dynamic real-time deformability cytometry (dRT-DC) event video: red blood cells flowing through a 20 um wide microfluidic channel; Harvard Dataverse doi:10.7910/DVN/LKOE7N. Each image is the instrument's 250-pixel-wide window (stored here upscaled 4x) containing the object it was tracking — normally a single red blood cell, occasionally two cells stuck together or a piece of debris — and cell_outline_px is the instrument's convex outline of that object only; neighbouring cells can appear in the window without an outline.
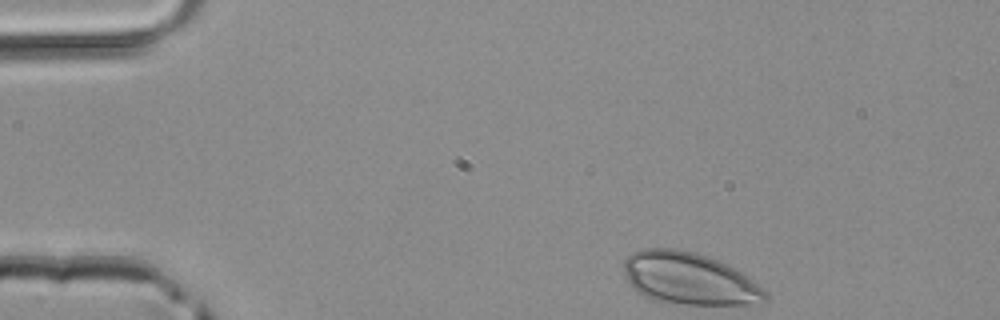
{"species": "common noctule bat (a hibernating species)", "species_latin": "Nyctalus noctula", "temperature_condition": "room temperature", "stored_images_in_passage": 41, "camera_frame_rate_fps": 3000, "um_per_image_px": 0.085, "animal": {"sex": "male", "body_mass_g": 20.4}, "frame": {"image": 1, "passage_image": 1, "time_ms": 0.0, "image_size_px": [1000, 320], "cell_outline_px": [[768, 300], [764, 304], [664, 304], [644, 296], [632, 288], [624, 272], [624, 260], [632, 252], [644, 248], [676, 248], [696, 252], [708, 256], [728, 264], [736, 268], [768, 292]], "centroid_in_image_um": [58.6, 23.69], "position_along_channel_um": 26.4, "area_um2": 43.58}}
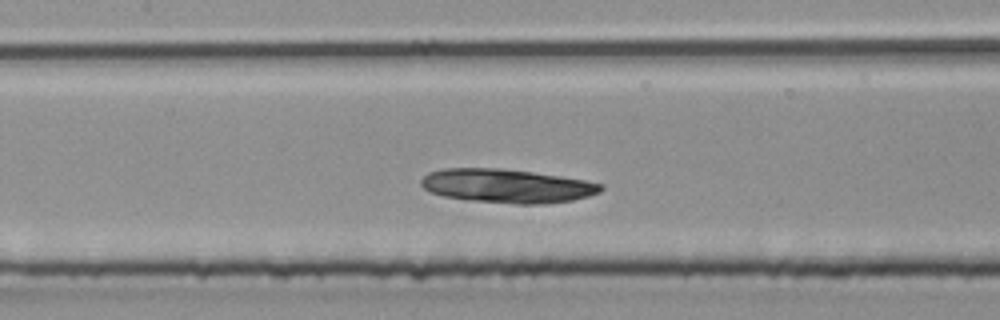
{"frame": {"image": 2, "passage_image": 16, "time_ms": 5.0, "image_size_px": [1000, 320], "cell_outline_px": [[604, 188], [600, 192], [588, 196], [572, 200], [544, 204], [516, 204], [472, 200], [444, 196], [432, 192], [424, 188], [420, 184], [420, 180], [428, 172], [444, 168], [500, 168], [532, 172], [584, 180], [604, 184]], "centroid_in_image_um": [43.09, 15.8], "position_along_channel_um": 164.3, "area_um2": 35.26}}
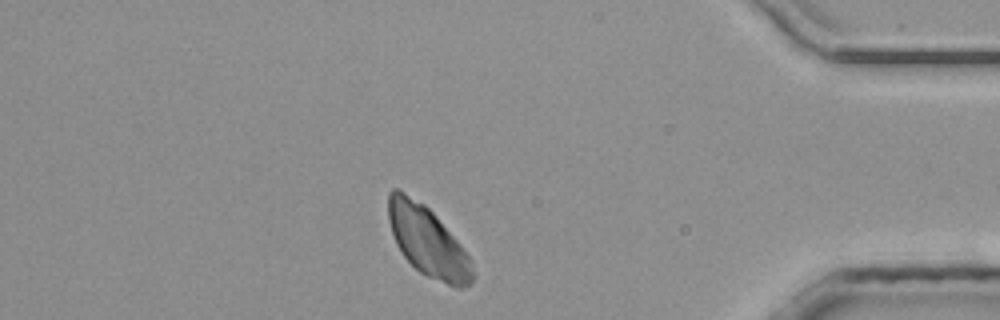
{"frame": {"image": 3, "passage_image": 35, "time_ms": 11.333, "image_size_px": [1000, 320], "cell_outline_px": [[472, 280], [464, 288], [456, 288], [428, 276], [420, 272], [400, 252], [396, 244], [388, 220], [388, 192], [392, 188], [396, 188], [404, 192], [424, 204], [436, 216], [460, 244], [472, 260]], "centroid_in_image_um": [36.33, 20.5], "position_along_channel_um": 398.9, "area_um2": 33.93}}